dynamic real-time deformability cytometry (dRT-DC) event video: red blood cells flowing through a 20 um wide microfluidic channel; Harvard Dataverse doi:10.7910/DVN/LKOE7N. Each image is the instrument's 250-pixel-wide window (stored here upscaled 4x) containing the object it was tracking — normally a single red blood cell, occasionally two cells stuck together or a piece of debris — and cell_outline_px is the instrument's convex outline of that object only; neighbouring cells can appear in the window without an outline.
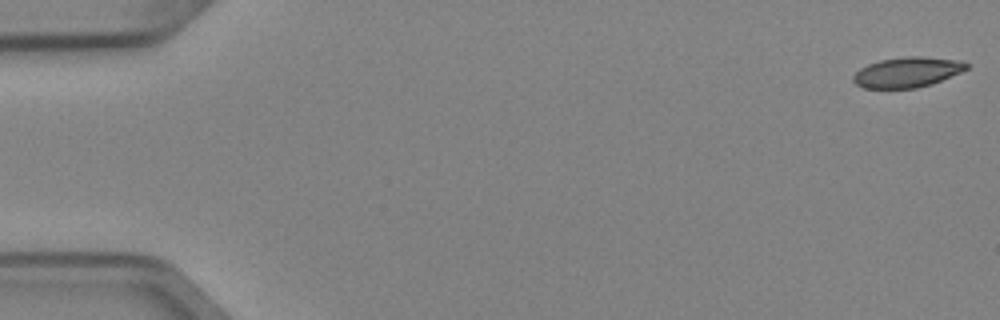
{"species": "Egyptian fruit bat (a non-hibernating species)", "species_latin": "Rousettus aegyptiacus", "temperature_condition": "cold", "stored_images_in_passage": 12, "camera_frame_rate_fps": 3000, "um_per_image_px": 0.085, "animal": {"sex": "female"}, "frame": {"image": 1, "passage_image": 1, "time_ms": 0.0, "image_size_px": [1000, 320], "cell_outline_px": [[968, 68], [960, 72], [932, 84], [916, 88], [864, 88], [856, 84], [852, 80], [852, 76], [860, 68], [868, 64], [880, 60], [908, 56], [924, 56], [960, 60], [968, 64]], "centroid_in_image_um": [77.11, 6.13], "position_along_channel_um": 7.9, "area_um2": 19.94}}